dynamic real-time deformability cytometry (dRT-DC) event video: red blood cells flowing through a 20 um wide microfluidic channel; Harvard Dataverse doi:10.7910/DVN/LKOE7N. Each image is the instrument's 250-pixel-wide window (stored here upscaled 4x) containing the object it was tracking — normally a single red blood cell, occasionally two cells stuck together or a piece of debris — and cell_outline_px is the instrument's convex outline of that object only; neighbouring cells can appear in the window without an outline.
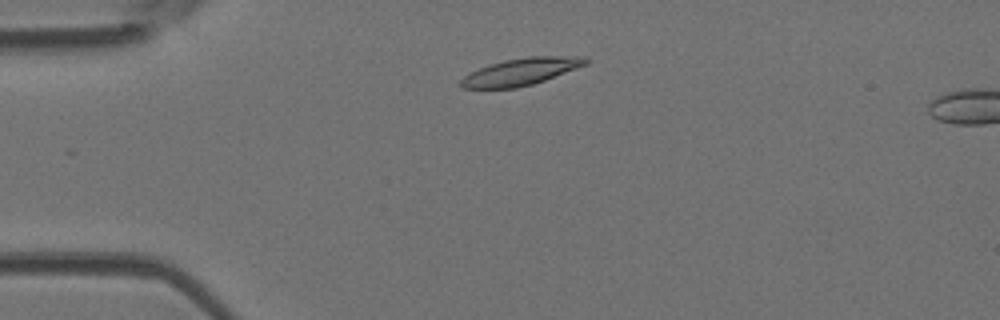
{"species": "Egyptian fruit bat (a non-hibernating species)", "species_latin": "Rousettus aegyptiacus", "temperature_condition": "room temperature", "stored_images_in_passage": 4, "camera_frame_rate_fps": 3000, "um_per_image_px": 0.085, "animal": {"sex": "female"}, "frame": {"image": 1, "passage_image": 2, "time_ms": 0.333, "image_size_px": [1000, 320], "cell_outline_px": [[588, 64], [544, 80], [532, 84], [516, 88], [460, 88], [460, 80], [464, 76], [480, 68], [504, 60], [528, 56], [588, 56]], "centroid_in_image_um": [44.31, 6.08], "position_along_channel_um": 40.7, "area_um2": 19.54}}
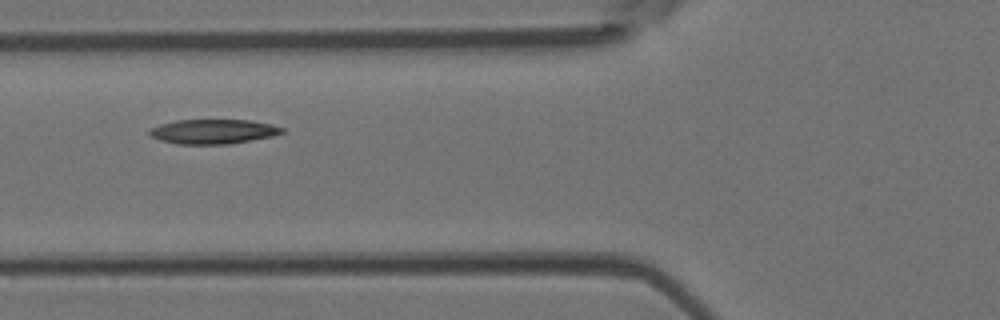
{"frame": {"image": 2, "passage_image": 4, "time_ms": 1.0, "image_size_px": [1000, 320], "cell_outline_px": [[284, 132], [272, 136], [228, 144], [176, 144], [160, 140], [152, 136], [148, 132], [152, 128], [160, 124], [176, 120], [248, 120], [268, 124], [284, 128]], "centroid_in_image_um": [18.09, 11.18], "position_along_channel_um": 107.7, "area_um2": 18.73}}